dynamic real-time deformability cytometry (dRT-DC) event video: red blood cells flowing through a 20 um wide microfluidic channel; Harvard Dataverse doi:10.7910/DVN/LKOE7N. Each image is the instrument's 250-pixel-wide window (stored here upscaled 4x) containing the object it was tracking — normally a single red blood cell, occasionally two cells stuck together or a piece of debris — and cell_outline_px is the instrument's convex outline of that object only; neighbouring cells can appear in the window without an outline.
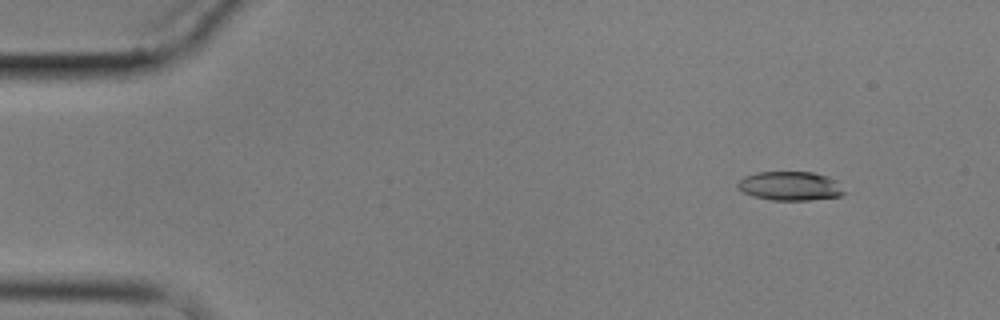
{"species": "common noctule bat (a hibernating species)", "species_latin": "Nyctalus noctula", "temperature_condition": "cold", "stored_images_in_passage": 5, "camera_frame_rate_fps": 3000, "um_per_image_px": 0.085, "animal": {"sex": "male", "body_mass_g": 17.9}, "frame": {"image": 1, "passage_image": 2, "time_ms": 1.0, "image_size_px": [1000, 320], "cell_outline_px": [[844, 192], [840, 196], [808, 200], [772, 200], [752, 196], [736, 188], [736, 184], [744, 176], [756, 172], [812, 172], [828, 176], [836, 180]], "centroid_in_image_um": [67.12, 15.8], "position_along_channel_um": 17.9, "area_um2": 17.98}}
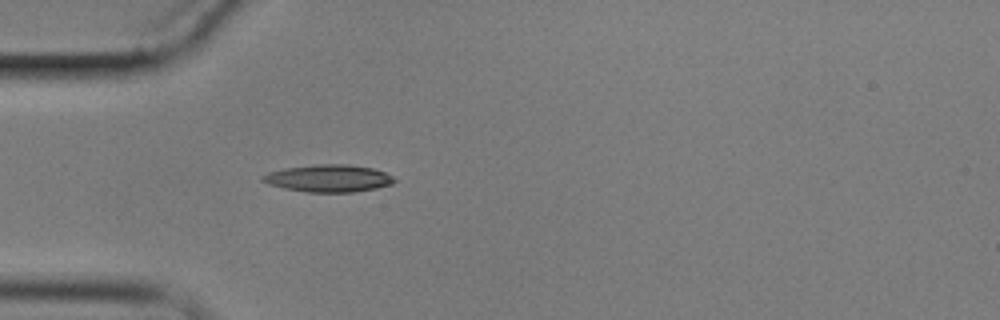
{"frame": {"image": 2, "passage_image": 5, "time_ms": 4.667, "image_size_px": [1000, 320], "cell_outline_px": [[396, 180], [392, 184], [376, 188], [352, 192], [308, 192], [284, 188], [268, 184], [260, 180], [260, 176], [268, 172], [284, 168], [316, 164], [348, 164], [372, 168], [384, 172], [392, 176]], "centroid_in_image_um": [27.89, 15.15], "position_along_channel_um": 57.1, "area_um2": 20.98}}